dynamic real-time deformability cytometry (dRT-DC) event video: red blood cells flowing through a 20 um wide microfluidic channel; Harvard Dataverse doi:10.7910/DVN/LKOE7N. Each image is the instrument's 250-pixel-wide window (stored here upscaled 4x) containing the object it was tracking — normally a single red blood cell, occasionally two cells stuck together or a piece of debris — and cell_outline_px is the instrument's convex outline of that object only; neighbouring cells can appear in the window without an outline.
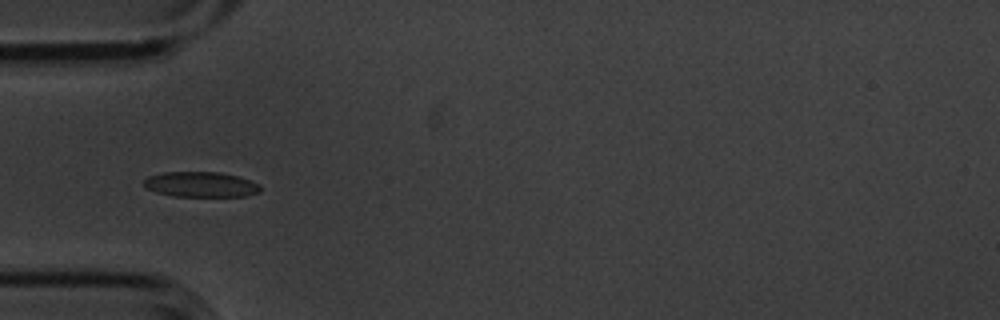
{"species": "common noctule bat (a hibernating species)", "species_latin": "Nyctalus noctula", "temperature_condition": "cold", "stored_images_in_passage": 15, "camera_frame_rate_fps": 3000, "um_per_image_px": 0.085, "animal": {"sex": "male", "body_mass_g": 20.1, "forearm_length_mm": 53.5}, "frame": {"image": 1, "passage_image": 5, "time_ms": 1.333, "image_size_px": [1000, 320], "cell_outline_px": [[260, 192], [248, 196], [172, 196], [156, 192], [144, 188], [144, 180], [148, 176], [164, 172], [220, 172], [240, 176], [260, 184]], "centroid_in_image_um": [17.08, 15.67], "position_along_channel_um": 67.9, "area_um2": 17.34}}
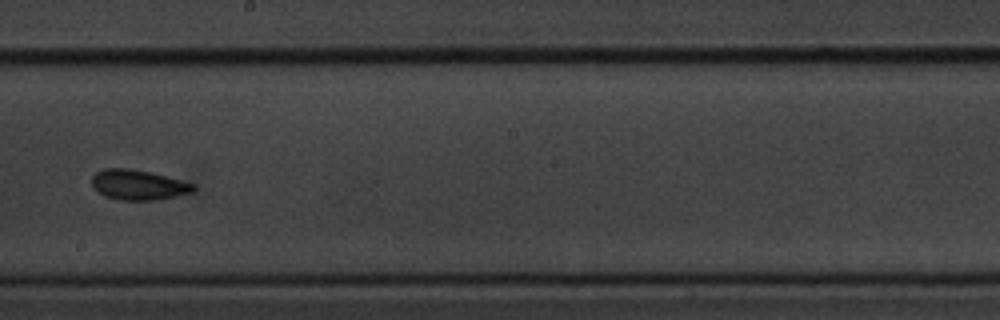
{"frame": {"image": 2, "passage_image": 9, "time_ms": 2.667, "image_size_px": [1000, 320], "cell_outline_px": [[196, 188], [192, 192], [160, 200], [120, 200], [104, 196], [92, 188], [92, 176], [96, 172], [104, 168], [128, 168], [152, 172], [196, 184]], "centroid_in_image_um": [11.75, 15.71], "position_along_channel_um": 236.4, "area_um2": 18.09}}
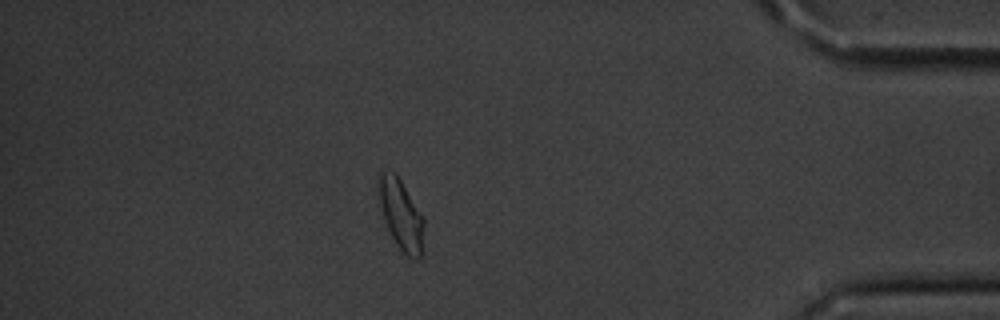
{"frame": {"image": 3, "passage_image": 14, "time_ms": 4.333, "image_size_px": [1000, 320], "cell_outline_px": [[424, 224], [420, 256], [412, 260], [404, 256], [396, 244], [388, 228], [380, 204], [380, 172], [396, 172], [424, 216]], "centroid_in_image_um": [34.13, 18.27], "position_along_channel_um": 401.1, "area_um2": 18.21}}